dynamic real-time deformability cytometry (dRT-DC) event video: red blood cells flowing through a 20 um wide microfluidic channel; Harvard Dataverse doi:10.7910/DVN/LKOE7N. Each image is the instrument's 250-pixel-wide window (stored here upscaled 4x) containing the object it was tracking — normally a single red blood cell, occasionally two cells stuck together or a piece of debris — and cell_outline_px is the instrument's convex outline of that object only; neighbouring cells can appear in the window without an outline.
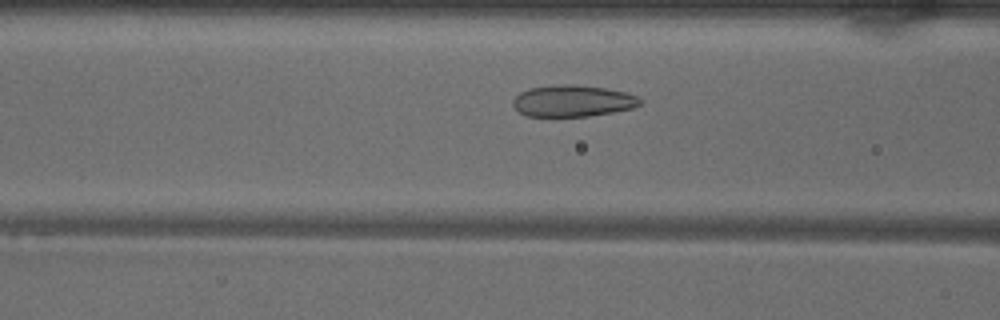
{"species": "common noctule bat (a hibernating species)", "species_latin": "Nyctalus noctula", "temperature_condition": "warm", "stored_images_in_passage": 41, "camera_frame_rate_fps": 3000, "um_per_image_px": 0.085, "animal": {"sex": "male", "body_mass_g": 18.8}, "frame": {"image": 1, "passage_image": 18, "time_ms": 5.667, "image_size_px": [1000, 320], "cell_outline_px": [[644, 100], [636, 108], [588, 116], [528, 116], [520, 112], [512, 104], [512, 100], [520, 92], [528, 88], [552, 84], [572, 84], [608, 88], [628, 92], [640, 96]], "centroid_in_image_um": [48.74, 8.56], "position_along_channel_um": 117.9, "area_um2": 23.81}}
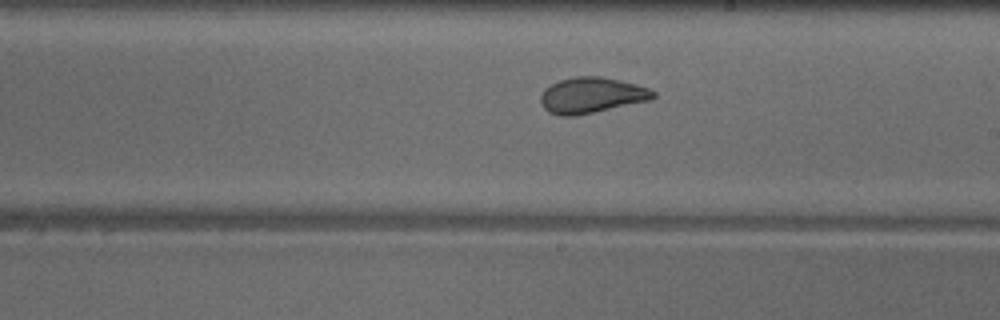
{"frame": {"image": 2, "passage_image": 27, "time_ms": 8.667, "image_size_px": [1000, 320], "cell_outline_px": [[656, 96], [652, 100], [576, 116], [560, 116], [548, 112], [544, 108], [540, 100], [540, 96], [544, 88], [560, 80], [576, 76], [600, 76], [620, 80], [652, 88], [656, 92]], "centroid_in_image_um": [50.32, 8.1], "position_along_channel_um": 238.7, "area_um2": 23.76}}
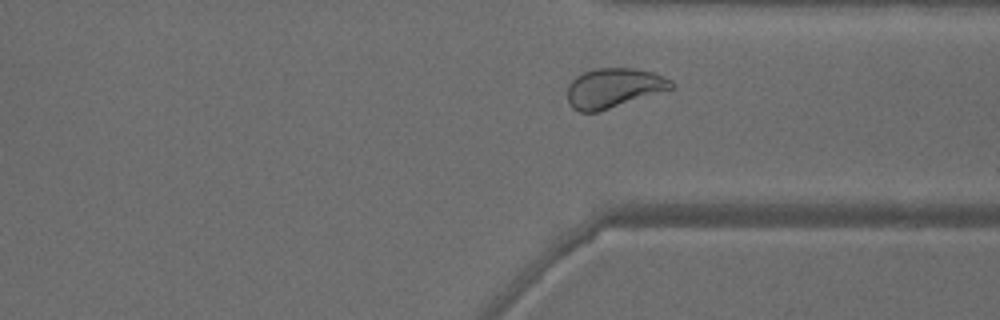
{"frame": {"image": 3, "passage_image": 36, "time_ms": 11.667, "image_size_px": [1000, 320], "cell_outline_px": [[676, 84], [672, 88], [600, 112], [580, 112], [572, 108], [568, 104], [568, 84], [576, 76], [584, 72], [596, 68], [636, 68], [652, 72], [672, 80]], "centroid_in_image_um": [52.14, 7.48], "position_along_channel_um": 359.3, "area_um2": 24.04}, "authors_computed_cell_mechanics": {"area_um2": 25.0852, "velocity_mm_per_s": 4.0152, "shape_relaxation_time_tau1_ms": 7.5945, "shape_relaxation_time_tau2_ms": 0.8467, "deformation_change_tau1": 0.1847, "deformation_change_tau2": 0.0536}}